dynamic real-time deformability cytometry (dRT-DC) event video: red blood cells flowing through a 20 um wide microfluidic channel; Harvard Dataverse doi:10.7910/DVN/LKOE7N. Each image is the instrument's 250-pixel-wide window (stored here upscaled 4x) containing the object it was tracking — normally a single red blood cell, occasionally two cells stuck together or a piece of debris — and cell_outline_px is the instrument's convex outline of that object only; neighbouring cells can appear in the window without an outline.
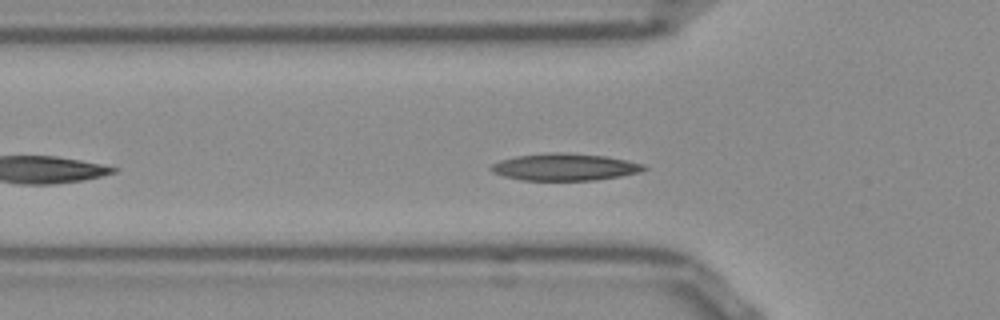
{"species": "Egyptian fruit bat (a non-hibernating species)", "species_latin": "Rousettus aegyptiacus", "temperature_condition": "room temperature", "stored_images_in_passage": 40, "camera_frame_rate_fps": 3000, "um_per_image_px": 0.085, "frame": {"image": 1, "passage_image": 7, "time_ms": 2.0, "image_size_px": [1000, 320], "cell_outline_px": [[648, 168], [640, 172], [620, 176], [596, 180], [520, 180], [504, 176], [492, 172], [488, 168], [492, 164], [500, 160], [516, 156], [548, 152], [564, 152], [604, 156], [644, 164]], "centroid_in_image_um": [47.97, 14.19], "position_along_channel_um": 77.8, "area_um2": 24.1}}
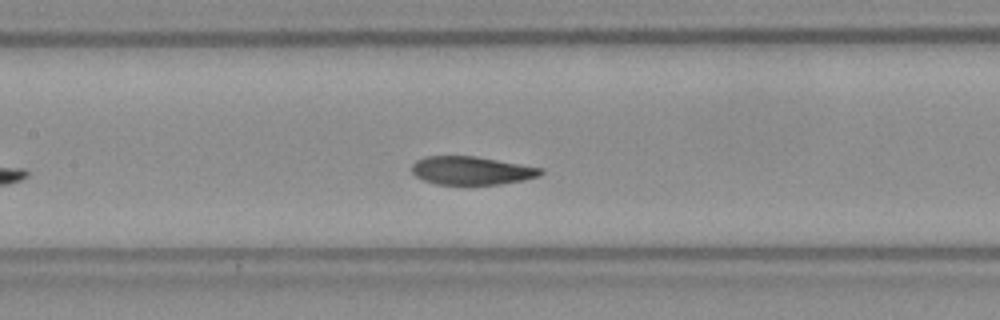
{"frame": {"image": 2, "passage_image": 14, "time_ms": 4.333, "image_size_px": [1000, 320], "cell_outline_px": [[544, 172], [540, 176], [524, 180], [500, 184], [436, 184], [424, 180], [416, 176], [412, 172], [412, 164], [416, 160], [424, 156], [476, 156], [544, 168]], "centroid_in_image_um": [40.1, 14.49], "position_along_channel_um": 167.3, "area_um2": 21.33}}
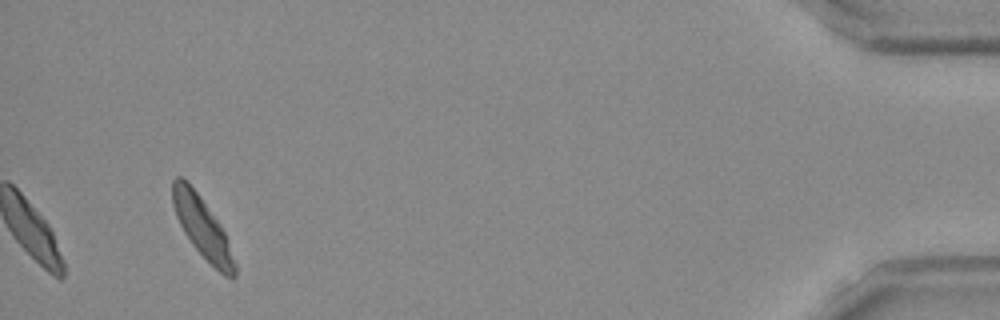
{"frame": {"image": 3, "passage_image": 40, "time_ms": 13.0, "image_size_px": [1000, 320], "cell_outline_px": [[236, 276], [224, 276], [192, 244], [184, 232], [176, 216], [172, 204], [172, 180], [176, 176], [180, 176], [196, 192], [220, 224], [228, 240], [236, 264]], "centroid_in_image_um": [17.19, 19.33], "position_along_channel_um": 418.0, "area_um2": 21.27}, "authors_computed_cell_mechanics": {"area_um2": 22.1952, "velocity_mm_per_s": 3.7944, "shape_relaxation_time_tau1_ms": 5.1185, "shape_relaxation_time_tau2_ms": 1.9039, "deformation_change_tau1": 0.1629, "deformation_change_tau2": 0.0647}}